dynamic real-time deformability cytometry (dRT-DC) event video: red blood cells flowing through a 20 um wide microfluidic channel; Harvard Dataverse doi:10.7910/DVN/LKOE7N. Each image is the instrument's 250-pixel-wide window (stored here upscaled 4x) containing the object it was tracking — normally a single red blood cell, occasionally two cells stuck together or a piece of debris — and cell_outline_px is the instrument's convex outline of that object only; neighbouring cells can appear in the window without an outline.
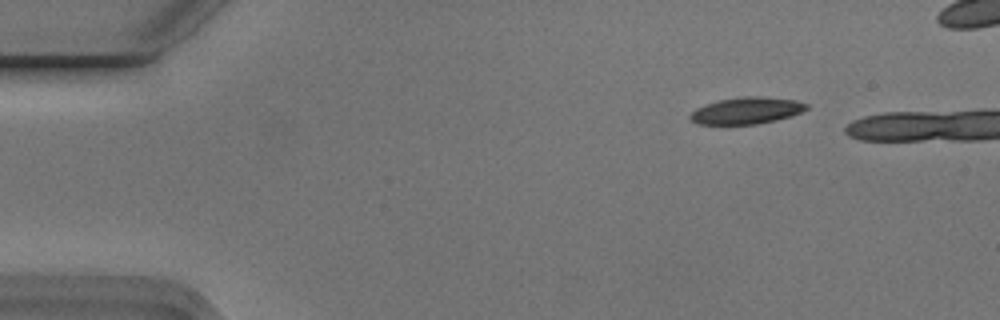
{"species": "Egyptian fruit bat (a non-hibernating species)", "species_latin": "Rousettus aegyptiacus", "temperature_condition": "cold", "stored_images_in_passage": 4, "camera_frame_rate_fps": 3000, "um_per_image_px": 0.085, "animal": {"sex": "male"}, "frame": {"image": 1, "passage_image": 4, "time_ms": 1.0, "image_size_px": [1000, 320], "cell_outline_px": [[808, 108], [792, 116], [776, 120], [756, 124], [696, 124], [688, 116], [696, 108], [704, 104], [720, 100], [744, 96], [760, 96], [796, 100], [808, 104]], "centroid_in_image_um": [63.46, 9.4], "position_along_channel_um": 21.5, "area_um2": 18.09}}